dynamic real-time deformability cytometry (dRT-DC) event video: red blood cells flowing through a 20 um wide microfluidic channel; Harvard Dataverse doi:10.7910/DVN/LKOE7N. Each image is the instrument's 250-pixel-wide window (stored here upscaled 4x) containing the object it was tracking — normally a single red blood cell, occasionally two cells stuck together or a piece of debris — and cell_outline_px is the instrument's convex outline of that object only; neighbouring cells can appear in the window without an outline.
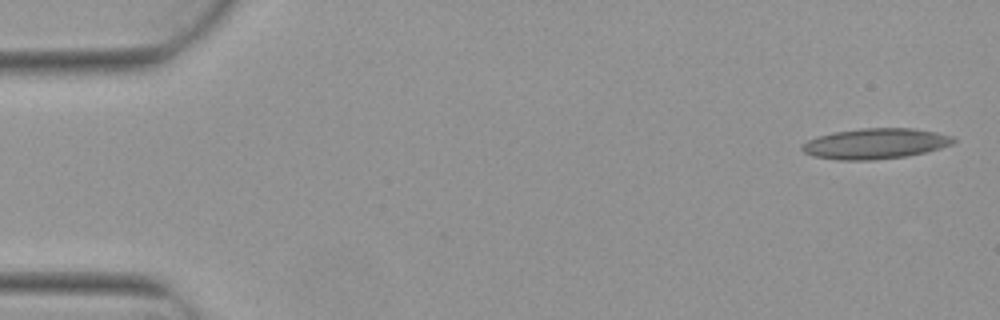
{"species": "Egyptian fruit bat (a non-hibernating species)", "species_latin": "Rousettus aegyptiacus", "temperature_condition": "warm", "stored_images_in_passage": 6, "camera_frame_rate_fps": 3000, "um_per_image_px": 0.085, "animal": {"sex": "female"}, "frame": {"image": 1, "passage_image": 1, "time_ms": 0.0, "image_size_px": [1000, 320], "cell_outline_px": [[956, 140], [952, 144], [940, 148], [924, 152], [904, 156], [876, 160], [840, 160], [816, 156], [804, 152], [800, 148], [800, 144], [816, 136], [832, 132], [860, 128], [912, 128], [936, 132], [956, 136]], "centroid_in_image_um": [74.4, 12.19], "position_along_channel_um": 10.6, "area_um2": 27.05}}